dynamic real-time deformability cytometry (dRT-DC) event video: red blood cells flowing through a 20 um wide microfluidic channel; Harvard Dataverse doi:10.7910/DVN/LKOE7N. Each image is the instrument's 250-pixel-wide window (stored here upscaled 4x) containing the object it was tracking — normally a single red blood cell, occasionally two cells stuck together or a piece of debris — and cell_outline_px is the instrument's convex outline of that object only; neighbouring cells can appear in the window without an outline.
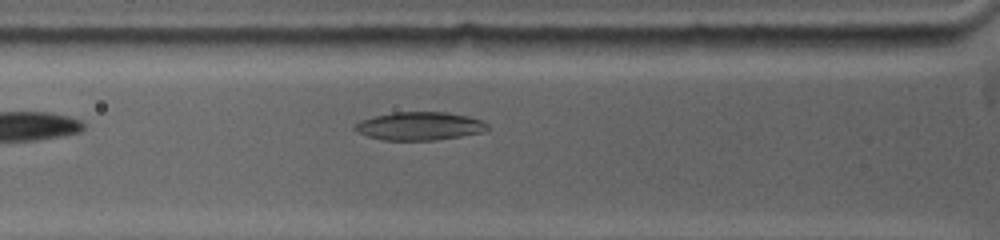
{"species": "common noctule bat (a hibernating species)", "species_latin": "Nyctalus noctula", "temperature_condition": "warm", "stored_images_in_passage": 30, "camera_frame_rate_fps": 5000, "um_per_image_px": 0.085, "animal": {"sex": "female", "body_mass_g": 19.0, "forearm_length_mm": 53.3}, "frame": {"image": 1, "passage_image": 2, "time_ms": 0.4, "image_size_px": [1000, 240], "cell_outline_px": [[488, 128], [484, 132], [436, 140], [384, 140], [368, 136], [352, 128], [360, 120], [376, 116], [396, 112], [448, 112], [468, 116], [480, 120], [488, 124]], "centroid_in_image_um": [35.69, 10.71], "position_along_channel_um": 90.1, "area_um2": 21.62}}
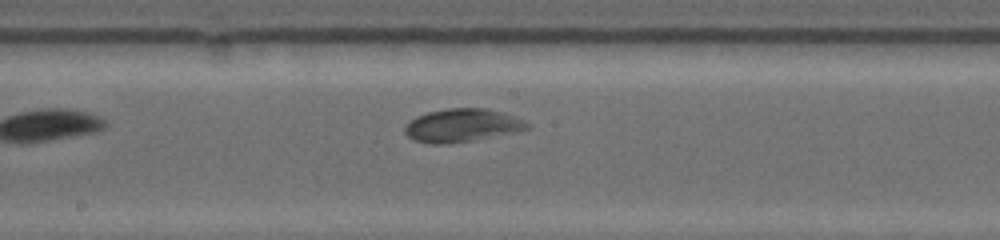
{"frame": {"image": 2, "passage_image": 10, "time_ms": 3.6, "image_size_px": [1000, 240], "cell_outline_px": [[532, 128], [472, 140], [448, 144], [428, 144], [412, 140], [404, 132], [404, 128], [416, 116], [428, 112], [448, 108], [484, 108], [500, 112], [524, 120], [532, 124]], "centroid_in_image_um": [39.25, 10.66], "position_along_channel_um": 208.9, "area_um2": 23.47}}
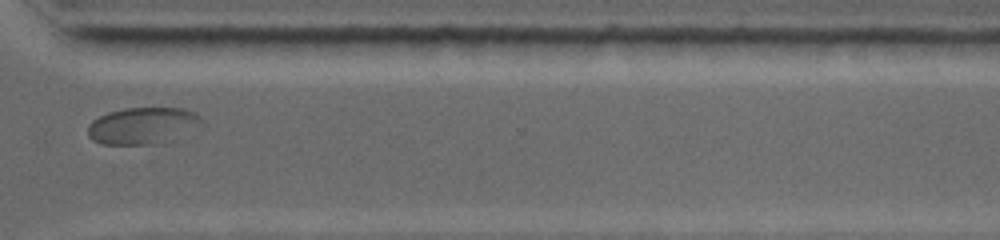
{"frame": {"image": 3, "passage_image": 21, "time_ms": 7.6, "image_size_px": [1000, 240], "cell_outline_px": [[204, 128], [164, 144], [100, 144], [92, 140], [88, 136], [88, 124], [92, 120], [108, 112], [124, 108], [184, 108], [200, 116], [204, 120]], "centroid_in_image_um": [12.23, 10.7], "position_along_channel_um": 358.4, "area_um2": 25.26}}